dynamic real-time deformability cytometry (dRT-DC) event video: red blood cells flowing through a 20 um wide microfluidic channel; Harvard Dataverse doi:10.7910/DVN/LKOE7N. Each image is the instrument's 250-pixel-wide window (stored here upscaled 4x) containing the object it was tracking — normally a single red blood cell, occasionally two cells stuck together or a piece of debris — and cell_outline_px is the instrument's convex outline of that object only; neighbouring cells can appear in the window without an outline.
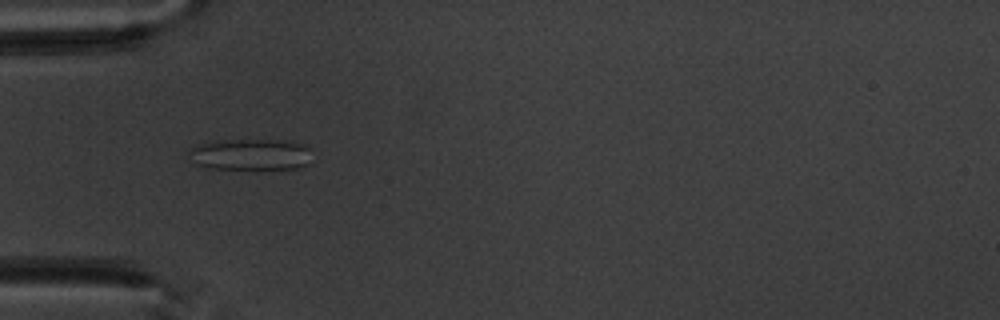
{"species": "common noctule bat (a hibernating species)", "species_latin": "Nyctalus noctula", "temperature_condition": "warm", "stored_images_in_passage": 6, "camera_frame_rate_fps": 3000, "um_per_image_px": 0.085, "animal": {"sex": "male", "body_mass_g": 20.1, "forearm_length_mm": 53.5}, "frame": {"image": 1, "passage_image": 5, "time_ms": 4.667, "image_size_px": [1000, 320], "cell_outline_px": [[308, 164], [296, 168], [256, 172], [208, 168], [196, 164], [188, 152], [196, 144], [220, 140], [288, 140], [304, 144], [308, 148]], "centroid_in_image_um": [21.29, 13.18], "position_along_channel_um": 63.7, "area_um2": 23.41}}
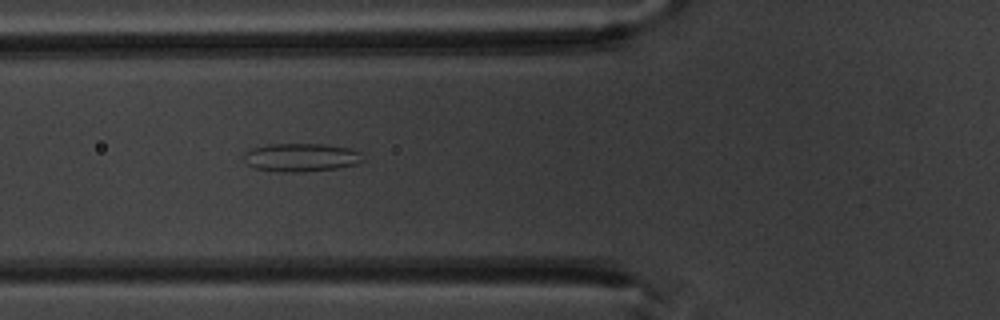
{"frame": {"image": 2, "passage_image": 6, "time_ms": 5.667, "image_size_px": [1000, 320], "cell_outline_px": [[364, 160], [356, 164], [336, 168], [304, 172], [284, 172], [256, 168], [248, 164], [244, 156], [244, 152], [252, 148], [268, 144], [320, 144], [352, 148], [360, 152]], "centroid_in_image_um": [25.62, 13.37], "position_along_channel_um": 100.2, "area_um2": 19.54}}